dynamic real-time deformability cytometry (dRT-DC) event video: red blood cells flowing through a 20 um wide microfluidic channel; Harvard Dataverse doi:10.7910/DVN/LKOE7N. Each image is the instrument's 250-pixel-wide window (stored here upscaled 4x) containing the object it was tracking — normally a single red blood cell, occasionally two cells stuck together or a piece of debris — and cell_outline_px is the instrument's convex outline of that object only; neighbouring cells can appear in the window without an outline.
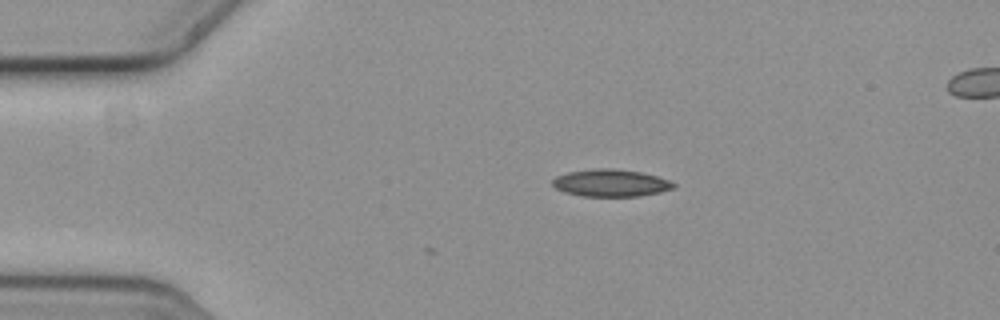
{"species": "common noctule bat (a hibernating species)", "species_latin": "Nyctalus noctula", "temperature_condition": "cold", "stored_images_in_passage": 4, "camera_frame_rate_fps": 3000, "um_per_image_px": 0.085, "animal": {"sex": "female", "body_mass_g": 19.3, "forearm_length_mm": 54.1}, "frame": {"image": 1, "passage_image": 4, "time_ms": 1.0, "image_size_px": [1000, 320], "cell_outline_px": [[676, 184], [672, 188], [660, 192], [640, 196], [580, 196], [564, 192], [556, 188], [552, 184], [552, 180], [556, 176], [568, 172], [596, 168], [612, 168], [640, 172], [656, 176], [668, 180]], "centroid_in_image_um": [51.88, 15.55], "position_along_channel_um": 33.1, "area_um2": 19.13}}